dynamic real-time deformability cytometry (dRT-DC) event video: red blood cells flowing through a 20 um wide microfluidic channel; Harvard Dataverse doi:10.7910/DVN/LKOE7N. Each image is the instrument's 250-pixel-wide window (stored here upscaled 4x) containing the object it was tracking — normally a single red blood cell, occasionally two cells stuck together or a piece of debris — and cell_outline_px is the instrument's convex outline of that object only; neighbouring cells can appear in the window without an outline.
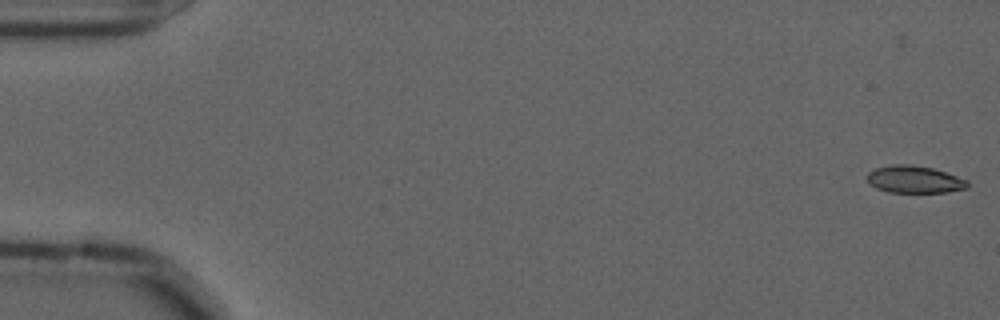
{"species": "common noctule bat (a hibernating species)", "species_latin": "Nyctalus noctula", "temperature_condition": "cold", "stored_images_in_passage": 57, "camera_frame_rate_fps": 3000, "um_per_image_px": 0.085, "animal": {"sex": "male", "forearm_length_mm": 52.5}, "frame": {"image": 1, "passage_image": 1, "time_ms": 0.0, "image_size_px": [1000, 320], "cell_outline_px": [[968, 188], [948, 192], [888, 192], [876, 188], [868, 180], [868, 172], [876, 168], [896, 164], [908, 164], [932, 168], [968, 180]], "centroid_in_image_um": [77.75, 15.26], "position_along_channel_um": 7.3, "area_um2": 15.72}}
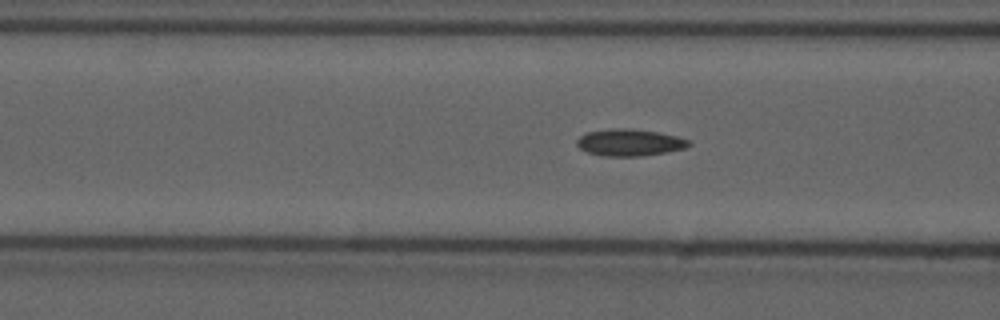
{"frame": {"image": 2, "passage_image": 22, "time_ms": 7.0, "image_size_px": [1000, 320], "cell_outline_px": [[692, 144], [684, 148], [668, 152], [644, 156], [604, 156], [588, 152], [580, 148], [576, 144], [576, 140], [580, 136], [588, 132], [612, 128], [628, 128], [656, 132], [676, 136], [688, 140]], "centroid_in_image_um": [53.51, 12.12], "position_along_channel_um": 113.1, "area_um2": 17.46}}
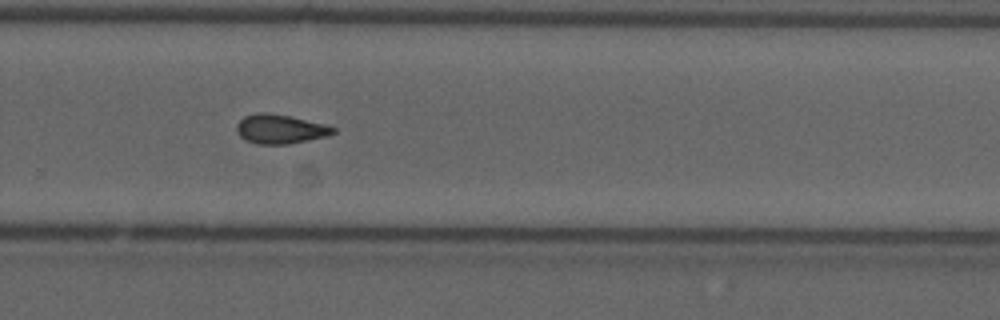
{"frame": {"image": 3, "passage_image": 38, "time_ms": 12.333, "image_size_px": [1000, 320], "cell_outline_px": [[336, 132], [328, 136], [288, 144], [256, 144], [244, 140], [240, 136], [236, 128], [236, 124], [244, 116], [256, 112], [264, 112], [288, 116], [324, 124], [336, 128]], "centroid_in_image_um": [23.79, 10.97], "position_along_channel_um": 306.0, "area_um2": 16.42}, "authors_computed_cell_mechanics": {"area_um2": 16.184, "velocity_mm_per_s": 3.6222, "shape_relaxation_time_tau1_ms": null, "shape_relaxation_time_tau2_ms": 6.2047, "deformation_change_tau1": null, "deformation_change_tau2": 0.1307}}